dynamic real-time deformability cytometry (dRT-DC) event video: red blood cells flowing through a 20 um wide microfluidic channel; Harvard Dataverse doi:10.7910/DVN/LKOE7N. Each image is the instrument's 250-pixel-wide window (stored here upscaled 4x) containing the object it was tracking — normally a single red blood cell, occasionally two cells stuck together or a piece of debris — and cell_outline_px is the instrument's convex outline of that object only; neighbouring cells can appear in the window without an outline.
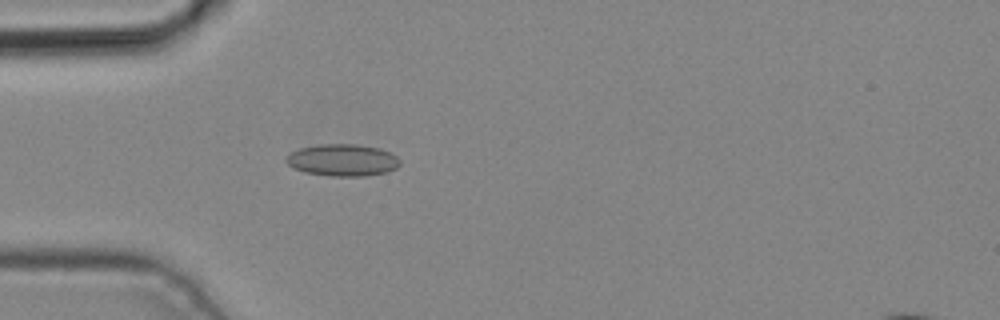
{"species": "common noctule bat (a hibernating species)", "species_latin": "Nyctalus noctula", "temperature_condition": "cold", "stored_images_in_passage": 2, "camera_frame_rate_fps": 3000, "um_per_image_px": 0.085, "animal": {"sex": "male", "body_mass_g": 19.2, "forearm_length_mm": 51.8}, "frame": {"image": 1, "passage_image": 2, "time_ms": 0.333, "image_size_px": [1000, 320], "cell_outline_px": [[400, 164], [396, 168], [388, 172], [364, 176], [332, 176], [304, 172], [288, 164], [284, 160], [292, 152], [300, 148], [320, 144], [356, 144], [380, 148], [396, 156], [400, 160]], "centroid_in_image_um": [29.14, 13.61], "position_along_channel_um": 55.9, "area_um2": 21.1}}